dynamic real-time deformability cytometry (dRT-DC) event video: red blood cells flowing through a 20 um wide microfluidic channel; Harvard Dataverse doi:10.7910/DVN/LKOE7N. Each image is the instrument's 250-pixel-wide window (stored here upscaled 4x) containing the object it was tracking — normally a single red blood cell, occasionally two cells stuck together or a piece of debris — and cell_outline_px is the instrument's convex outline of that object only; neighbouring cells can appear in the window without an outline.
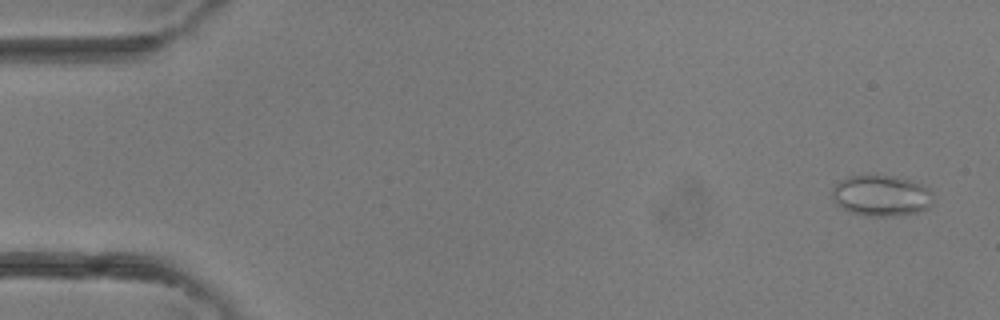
{"species": "common noctule bat (a hibernating species)", "species_latin": "Nyctalus noctula", "temperature_condition": "room temperature", "stored_images_in_passage": 4, "segment_of_instrument_passage": [1, 2], "camera_frame_rate_fps": 3000, "um_per_image_px": 0.085, "animal": {"sex": "female"}, "frame": {"image": 1, "passage_image": 1, "time_ms": 0.0, "image_size_px": [1000, 320], "cell_outline_px": [[936, 196], [932, 204], [928, 208], [916, 212], [892, 216], [864, 216], [852, 212], [836, 204], [832, 196], [832, 188], [840, 180], [848, 176], [876, 172], [908, 180], [920, 184], [928, 188]], "centroid_in_image_um": [74.91, 16.59], "position_along_channel_um": 10.1, "area_um2": 24.68}}